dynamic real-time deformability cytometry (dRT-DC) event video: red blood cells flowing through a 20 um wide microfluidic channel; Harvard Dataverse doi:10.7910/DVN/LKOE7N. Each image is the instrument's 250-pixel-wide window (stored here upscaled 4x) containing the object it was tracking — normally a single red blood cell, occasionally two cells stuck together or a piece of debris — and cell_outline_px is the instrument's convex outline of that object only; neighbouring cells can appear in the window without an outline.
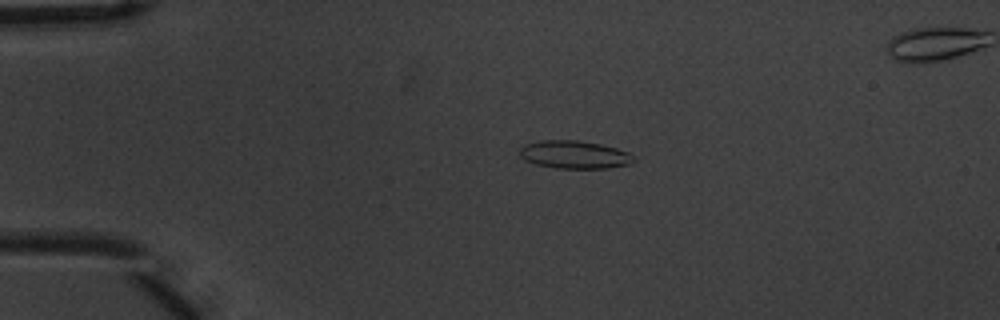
{"species": "common noctule bat (a hibernating species)", "species_latin": "Nyctalus noctula", "temperature_condition": "warm", "stored_images_in_passage": 6, "segment_of_instrument_passage": [1, 2], "camera_frame_rate_fps": 3000, "um_per_image_px": 0.085, "animal": {"sex": "male", "body_mass_g": 20.1, "forearm_length_mm": 53.5}, "frame": {"image": 1, "passage_image": 4, "time_ms": 1.0, "image_size_px": [1000, 320], "cell_outline_px": [[636, 160], [632, 164], [608, 168], [556, 168], [536, 164], [524, 160], [520, 156], [520, 148], [524, 144], [540, 140], [576, 140], [600, 144], [616, 148], [628, 152], [636, 156]], "centroid_in_image_um": [48.85, 13.14], "position_along_channel_um": 36.1, "area_um2": 18.73}}